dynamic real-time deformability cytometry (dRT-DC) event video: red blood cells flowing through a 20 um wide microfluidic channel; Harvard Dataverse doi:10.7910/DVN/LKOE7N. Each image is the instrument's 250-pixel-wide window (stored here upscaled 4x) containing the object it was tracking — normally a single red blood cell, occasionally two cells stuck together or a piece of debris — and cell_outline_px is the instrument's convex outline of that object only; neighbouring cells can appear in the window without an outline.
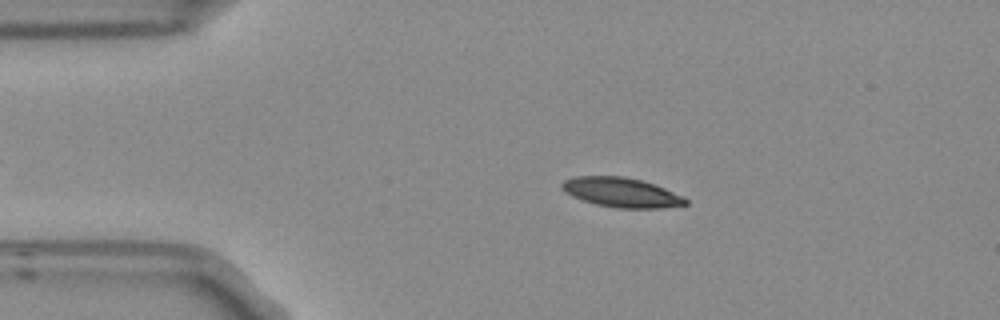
{"species": "Egyptian fruit bat (a non-hibernating species)", "species_latin": "Rousettus aegyptiacus", "temperature_condition": "room temperature", "stored_images_in_passage": 3, "camera_frame_rate_fps": 3000, "um_per_image_px": 0.085, "frame": {"image": 1, "passage_image": 2, "time_ms": 0.333, "image_size_px": [1000, 320], "cell_outline_px": [[688, 204], [660, 208], [620, 208], [596, 204], [572, 196], [560, 184], [564, 180], [576, 176], [624, 176], [640, 180], [664, 188], [688, 200]], "centroid_in_image_um": [52.81, 16.35], "position_along_channel_um": 32.2, "area_um2": 20.81}}